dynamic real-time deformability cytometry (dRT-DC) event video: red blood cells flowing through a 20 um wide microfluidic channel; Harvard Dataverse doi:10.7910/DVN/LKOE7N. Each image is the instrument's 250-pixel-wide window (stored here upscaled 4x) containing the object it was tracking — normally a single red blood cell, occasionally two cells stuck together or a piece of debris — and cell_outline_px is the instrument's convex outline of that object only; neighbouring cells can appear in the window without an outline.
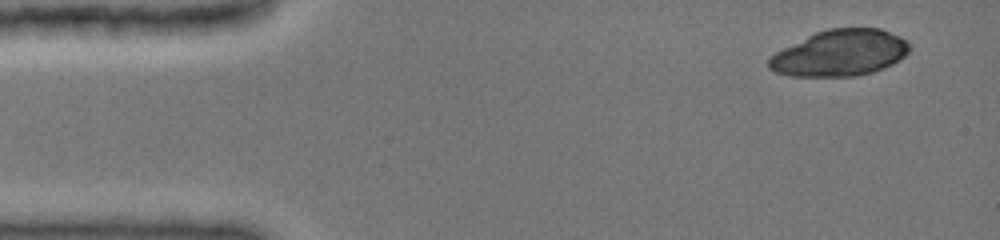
{"species": "common noctule bat (a hibernating species)", "species_latin": "Nyctalus noctula", "temperature_condition": "cold", "stored_images_in_passage": 4, "camera_frame_rate_fps": 3000, "um_per_image_px": 0.085, "animal": {"sex": "female", "body_mass_g": 19.0, "forearm_length_mm": 51.5}, "frame": {"image": 1, "passage_image": 1, "time_ms": 0.0, "image_size_px": [1000, 240], "cell_outline_px": [[908, 52], [904, 56], [892, 64], [884, 68], [872, 72], [856, 76], [792, 76], [776, 72], [768, 68], [768, 60], [776, 52], [816, 32], [828, 28], [880, 28], [904, 40], [908, 44]], "centroid_in_image_um": [71.37, 4.52], "position_along_channel_um": 13.6, "area_um2": 37.34}}